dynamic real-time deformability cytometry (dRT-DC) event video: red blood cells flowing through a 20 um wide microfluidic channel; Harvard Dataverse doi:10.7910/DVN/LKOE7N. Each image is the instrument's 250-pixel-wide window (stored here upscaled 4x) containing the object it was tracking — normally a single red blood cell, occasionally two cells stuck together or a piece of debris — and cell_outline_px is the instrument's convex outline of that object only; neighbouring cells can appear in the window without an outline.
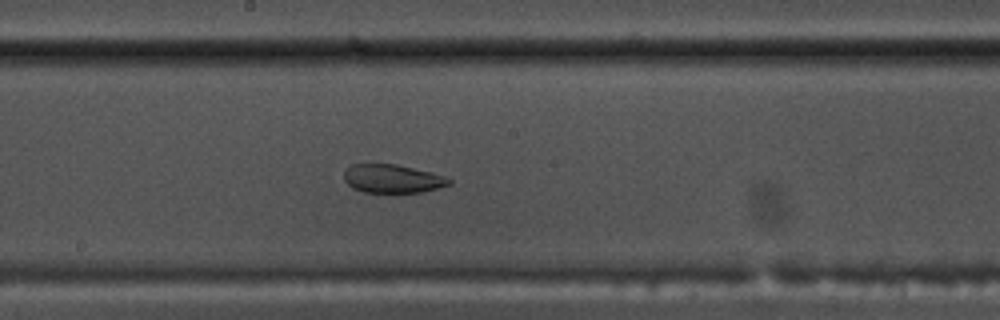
{"species": "common noctule bat (a hibernating species)", "species_latin": "Nyctalus noctula", "temperature_condition": "warm", "stored_images_in_passage": 48, "camera_frame_rate_fps": 3000, "um_per_image_px": 0.085, "animal": {"sex": "male", "body_mass_g": 17.5, "forearm_length_mm": 52.3}, "frame": {"image": 1, "passage_image": 22, "time_ms": 7.0, "image_size_px": [1000, 320], "cell_outline_px": [[452, 184], [420, 192], [364, 192], [352, 188], [344, 180], [344, 172], [352, 164], [396, 164], [432, 172], [444, 176], [452, 180]], "centroid_in_image_um": [33.36, 15.18], "position_along_channel_um": 214.8, "area_um2": 17.34}}
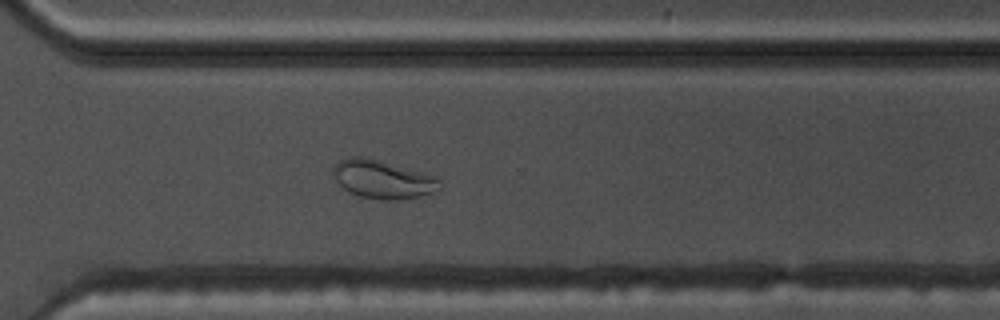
{"frame": {"image": 2, "passage_image": 32, "time_ms": 10.333, "image_size_px": [1000, 320], "cell_outline_px": [[440, 192], [424, 196], [396, 200], [384, 200], [360, 196], [348, 192], [336, 180], [332, 172], [336, 164], [340, 160], [352, 156], [360, 156], [440, 176]], "centroid_in_image_um": [32.62, 15.26], "position_along_channel_um": 338.0, "area_um2": 23.99}}
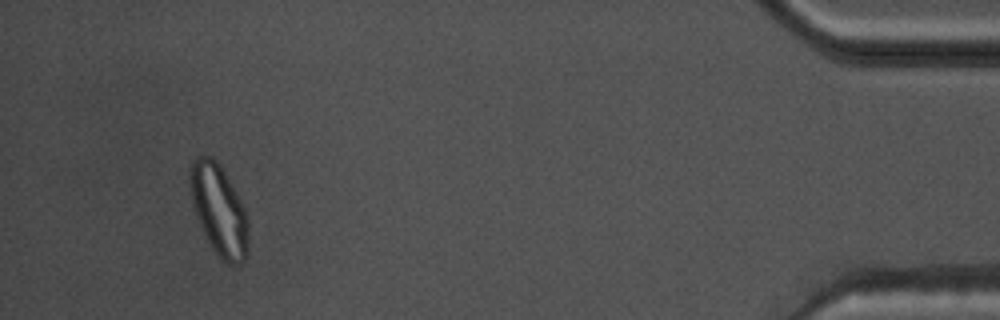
{"frame": {"image": 3, "passage_image": 44, "time_ms": 14.333, "image_size_px": [1000, 320], "cell_outline_px": [[248, 256], [240, 264], [228, 264], [208, 244], [196, 216], [192, 204], [192, 160], [196, 156], [212, 156], [216, 160], [236, 192], [248, 216]], "centroid_in_image_um": [18.65, 17.91], "position_along_channel_um": 416.6, "area_um2": 30.35}}